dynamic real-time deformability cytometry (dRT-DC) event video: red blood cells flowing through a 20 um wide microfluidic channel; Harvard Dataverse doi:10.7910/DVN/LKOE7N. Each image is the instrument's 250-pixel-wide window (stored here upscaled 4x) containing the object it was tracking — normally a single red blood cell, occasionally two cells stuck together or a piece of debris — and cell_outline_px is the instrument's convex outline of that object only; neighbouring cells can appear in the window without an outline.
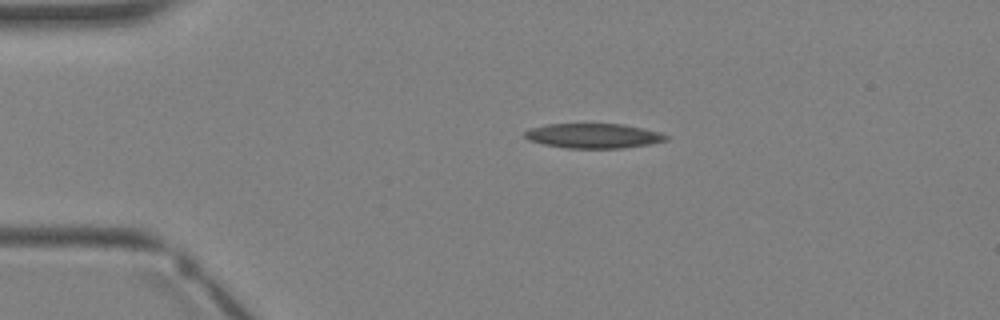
{"species": "Egyptian fruit bat (a non-hibernating species)", "species_latin": "Rousettus aegyptiacus", "temperature_condition": "warm", "stored_images_in_passage": 3, "camera_frame_rate_fps": 3000, "um_per_image_px": 0.085, "animal": {"sex": "female"}, "frame": {"image": 1, "passage_image": 2, "time_ms": 1.0, "image_size_px": [1000, 320], "cell_outline_px": [[668, 140], [648, 144], [624, 148], [568, 148], [544, 144], [528, 140], [524, 136], [524, 132], [528, 128], [548, 124], [624, 124], [660, 132], [668, 136]], "centroid_in_image_um": [50.43, 11.54], "position_along_channel_um": 34.6, "area_um2": 20.35}}
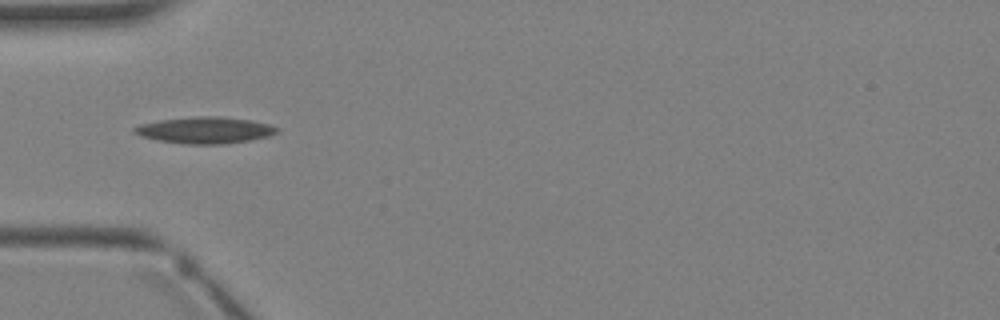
{"frame": {"image": 2, "passage_image": 3, "time_ms": 2.333, "image_size_px": [1000, 320], "cell_outline_px": [[280, 132], [268, 136], [252, 140], [224, 144], [184, 144], [160, 140], [140, 136], [132, 132], [132, 128], [140, 124], [160, 120], [196, 116], [220, 116], [252, 120], [268, 124], [280, 128]], "centroid_in_image_um": [17.45, 11.06], "position_along_channel_um": 67.5, "area_um2": 22.2}}